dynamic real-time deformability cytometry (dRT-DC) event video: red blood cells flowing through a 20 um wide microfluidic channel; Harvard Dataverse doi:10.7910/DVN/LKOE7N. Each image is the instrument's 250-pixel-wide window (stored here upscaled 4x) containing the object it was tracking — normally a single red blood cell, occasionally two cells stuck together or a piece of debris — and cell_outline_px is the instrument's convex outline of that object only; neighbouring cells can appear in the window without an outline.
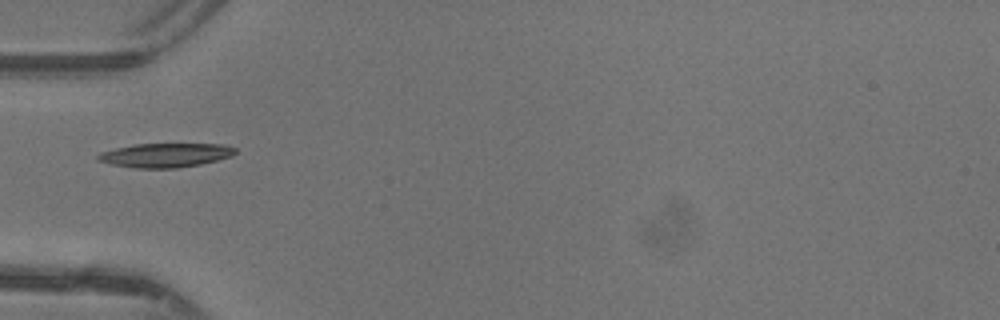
{"species": "common noctule bat (a hibernating species)", "species_latin": "Nyctalus noctula", "temperature_condition": "warm", "stored_images_in_passage": 32, "camera_frame_rate_fps": 3000, "um_per_image_px": 0.085, "animal": {"sex": "female"}, "frame": {"image": 1, "passage_image": 1, "time_ms": 0.0, "image_size_px": [1000, 320], "cell_outline_px": [[236, 152], [232, 156], [200, 164], [176, 168], [136, 168], [108, 164], [96, 160], [96, 156], [100, 152], [116, 148], [136, 144], [224, 144], [236, 148]], "centroid_in_image_um": [14.03, 13.19], "position_along_channel_um": 71.0, "area_um2": 19.31}}
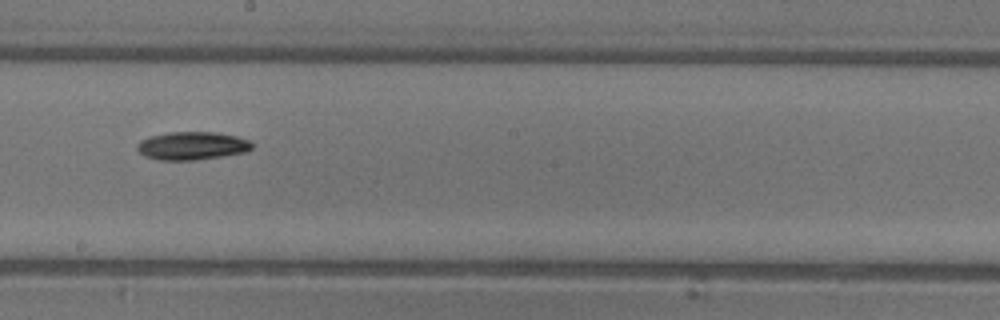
{"frame": {"image": 2, "passage_image": 12, "time_ms": 3.667, "image_size_px": [1000, 320], "cell_outline_px": [[252, 148], [248, 152], [196, 160], [160, 160], [144, 156], [136, 148], [136, 144], [140, 140], [152, 136], [168, 132], [216, 132], [236, 136], [248, 140], [252, 144]], "centroid_in_image_um": [16.32, 12.39], "position_along_channel_um": 231.9, "area_um2": 18.84}}
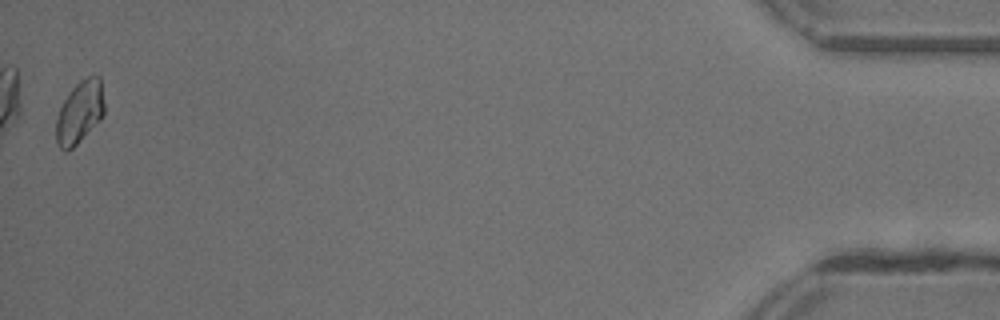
{"frame": {"image": 3, "passage_image": 32, "time_ms": 10.333, "image_size_px": [1000, 320], "cell_outline_px": [[104, 112], [100, 120], [68, 152], [64, 152], [60, 148], [56, 140], [56, 120], [60, 108], [68, 92], [80, 80], [88, 76], [100, 76], [104, 104]], "centroid_in_image_um": [6.76, 9.54], "position_along_channel_um": 428.4, "area_um2": 17.46}, "authors_computed_cell_mechanics": {"area_um2": 17.6868, "velocity_mm_per_s": 4.3817, "shape_relaxation_time_tau1_ms": 3.0828, "shape_relaxation_time_tau2_ms": null, "deformation_change_tau1": 0.0951, "deformation_change_tau2": null}}